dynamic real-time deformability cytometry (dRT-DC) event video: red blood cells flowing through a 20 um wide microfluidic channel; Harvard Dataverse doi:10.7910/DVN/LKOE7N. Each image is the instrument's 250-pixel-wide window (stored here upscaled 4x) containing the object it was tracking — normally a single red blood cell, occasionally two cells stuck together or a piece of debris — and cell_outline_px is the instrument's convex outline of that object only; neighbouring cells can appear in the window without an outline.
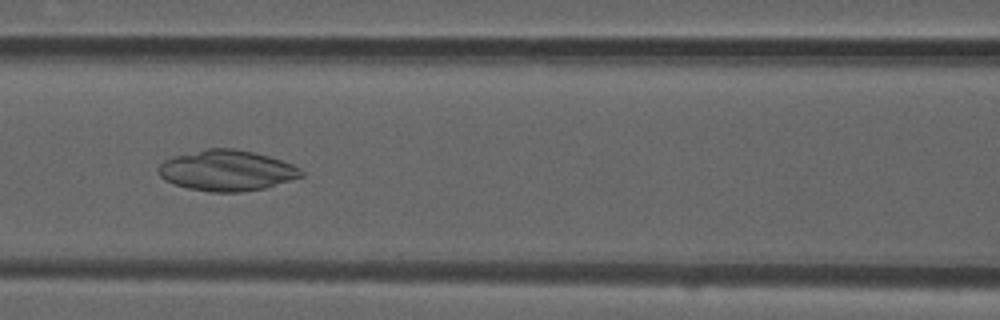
{"species": "common noctule bat (a hibernating species)", "species_latin": "Nyctalus noctula", "temperature_condition": "room temperature", "stored_images_in_passage": 51, "camera_frame_rate_fps": 3000, "um_per_image_px": 0.085, "animal": {"sex": "male", "forearm_length_mm": 52.5}, "frame": {"image": 1, "passage_image": 22, "time_ms": 7.0, "image_size_px": [1000, 320], "cell_outline_px": [[304, 176], [264, 188], [240, 192], [212, 192], [188, 188], [172, 184], [164, 180], [160, 176], [160, 164], [164, 160], [172, 156], [208, 148], [232, 148], [252, 152], [268, 156], [292, 164], [300, 168], [304, 172]], "centroid_in_image_um": [19.27, 14.49], "position_along_channel_um": 147.3, "area_um2": 33.76}}
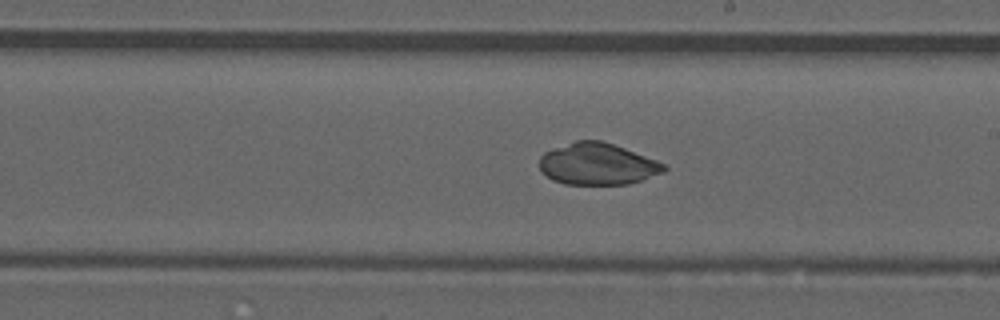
{"frame": {"image": 2, "passage_image": 29, "time_ms": 9.333, "image_size_px": [1000, 320], "cell_outline_px": [[668, 168], [664, 172], [628, 184], [564, 184], [552, 180], [540, 172], [540, 156], [544, 152], [552, 148], [576, 140], [600, 140], [624, 148], [668, 164]], "centroid_in_image_um": [50.77, 13.94], "position_along_channel_um": 238.2, "area_um2": 30.4}}
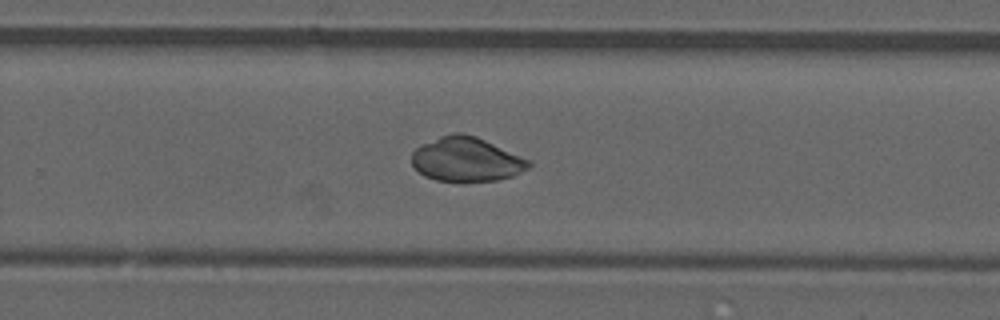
{"frame": {"image": 3, "passage_image": 33, "time_ms": 10.667, "image_size_px": [1000, 320], "cell_outline_px": [[532, 164], [528, 168], [512, 176], [496, 180], [436, 180], [424, 176], [412, 164], [412, 152], [416, 148], [440, 136], [452, 132], [464, 132], [476, 136], [532, 160]], "centroid_in_image_um": [39.67, 13.52], "position_along_channel_um": 290.1, "area_um2": 29.94}}